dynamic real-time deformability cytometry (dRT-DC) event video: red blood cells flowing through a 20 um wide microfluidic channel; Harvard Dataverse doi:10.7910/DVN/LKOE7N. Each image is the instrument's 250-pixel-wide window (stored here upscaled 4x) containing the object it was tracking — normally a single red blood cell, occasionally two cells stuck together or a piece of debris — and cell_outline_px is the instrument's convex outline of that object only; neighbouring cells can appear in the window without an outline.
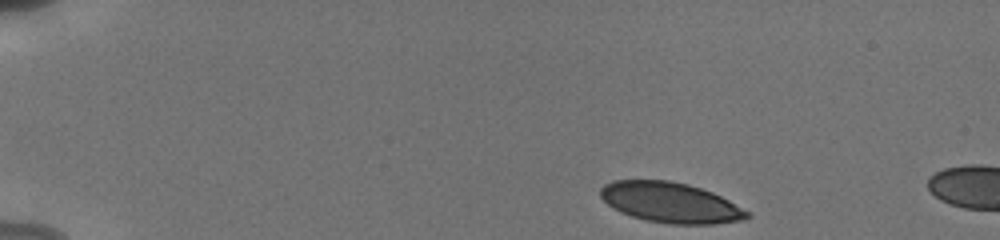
{"species": "human", "species_latin": "Homo sapiens", "temperature_condition": "cold", "stored_images_in_passage": 5, "camera_frame_rate_fps": 3000, "um_per_image_px": 0.085, "donor": {"sex": "male"}, "frame": {"image": 1, "passage_image": 1, "time_ms": 0.0, "image_size_px": [1000, 240], "cell_outline_px": [[752, 216], [744, 220], [712, 224], [668, 224], [648, 220], [632, 216], [608, 204], [600, 196], [600, 188], [604, 184], [612, 180], [668, 180], [688, 184], [712, 192], [728, 200], [748, 212]], "centroid_in_image_um": [56.99, 17.21], "position_along_channel_um": 28.0, "area_um2": 34.16}}